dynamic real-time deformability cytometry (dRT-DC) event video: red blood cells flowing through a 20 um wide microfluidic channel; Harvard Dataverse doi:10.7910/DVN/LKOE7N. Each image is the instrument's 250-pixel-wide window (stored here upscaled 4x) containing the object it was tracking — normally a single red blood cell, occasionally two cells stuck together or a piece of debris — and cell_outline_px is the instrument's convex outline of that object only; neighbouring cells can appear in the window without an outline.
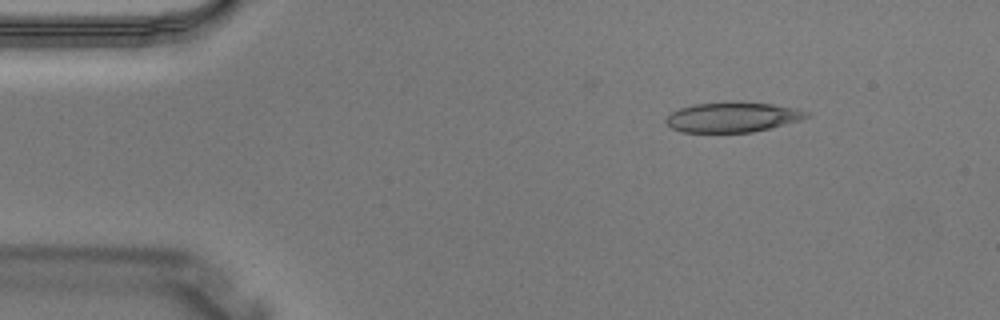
{"species": "Egyptian fruit bat (a non-hibernating species)", "species_latin": "Rousettus aegyptiacus", "temperature_condition": "warm", "stored_images_in_passage": 2, "camera_frame_rate_fps": 3000, "um_per_image_px": 0.085, "animal": {"sex": "male"}, "frame": {"image": 1, "passage_image": 1, "time_ms": 0.0, "image_size_px": [1000, 320], "cell_outline_px": [[812, 116], [800, 120], [752, 132], [680, 132], [672, 128], [664, 120], [672, 112], [680, 108], [696, 104], [740, 100], [772, 104], [796, 108], [808, 112]], "centroid_in_image_um": [62.28, 9.94], "position_along_channel_um": 22.7, "area_um2": 24.74}}